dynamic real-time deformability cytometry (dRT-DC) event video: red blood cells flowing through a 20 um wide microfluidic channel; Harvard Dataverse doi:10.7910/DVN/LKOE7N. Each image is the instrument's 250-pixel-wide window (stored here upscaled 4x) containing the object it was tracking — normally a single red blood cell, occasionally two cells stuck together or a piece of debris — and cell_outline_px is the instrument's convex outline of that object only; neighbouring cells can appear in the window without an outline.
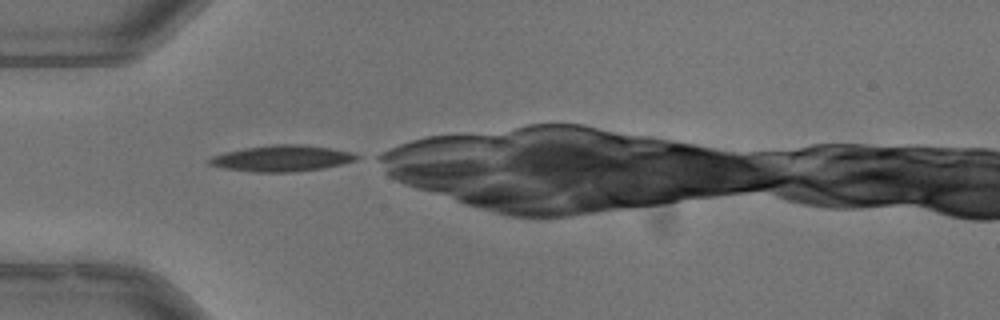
{"species": "common noctule bat (a hibernating species)", "species_latin": "Nyctalus noctula", "temperature_condition": "warm", "stored_images_in_passage": 4, "camera_frame_rate_fps": 3000, "um_per_image_px": 0.085, "animal": {"sex": "male", "body_mass_g": 13.3}, "frame": {"image": 1, "passage_image": 1, "time_ms": 0.0, "image_size_px": [1000, 320], "cell_outline_px": [[360, 156], [356, 160], [324, 168], [292, 172], [252, 172], [224, 168], [208, 164], [208, 160], [212, 156], [224, 152], [244, 148], [272, 144], [300, 144], [332, 148], [352, 152]], "centroid_in_image_um": [23.95, 13.45], "position_along_channel_um": 61.0, "area_um2": 22.48}}